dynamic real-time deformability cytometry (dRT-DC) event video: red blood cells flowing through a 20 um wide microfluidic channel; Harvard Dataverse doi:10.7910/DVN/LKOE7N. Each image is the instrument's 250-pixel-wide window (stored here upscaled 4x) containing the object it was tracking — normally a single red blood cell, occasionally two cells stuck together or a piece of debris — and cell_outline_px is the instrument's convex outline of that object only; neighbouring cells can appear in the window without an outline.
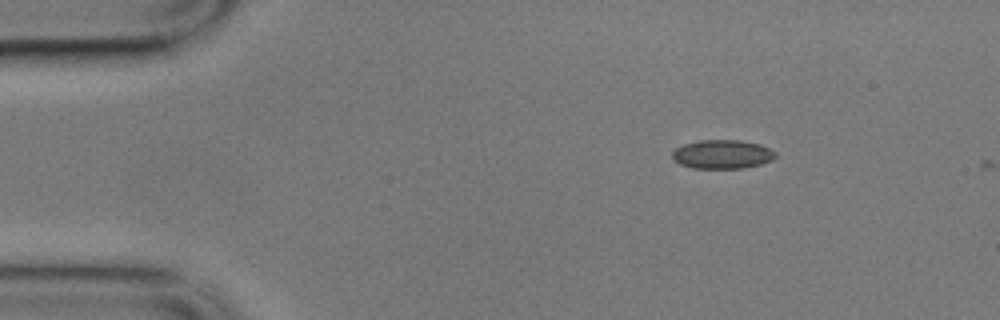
{"species": "common noctule bat (a hibernating species)", "species_latin": "Nyctalus noctula", "temperature_condition": "cold", "stored_images_in_passage": 2, "camera_frame_rate_fps": 3000, "um_per_image_px": 0.085, "animal": {"sex": "male", "body_mass_g": 17.9}, "frame": {"image": 1, "passage_image": 1, "time_ms": 0.0, "image_size_px": [1000, 320], "cell_outline_px": [[776, 156], [772, 160], [760, 164], [744, 168], [692, 168], [680, 164], [672, 160], [672, 152], [676, 148], [684, 144], [700, 140], [740, 140], [760, 144], [776, 152]], "centroid_in_image_um": [61.38, 13.11], "position_along_channel_um": 23.6, "area_um2": 17.4}}